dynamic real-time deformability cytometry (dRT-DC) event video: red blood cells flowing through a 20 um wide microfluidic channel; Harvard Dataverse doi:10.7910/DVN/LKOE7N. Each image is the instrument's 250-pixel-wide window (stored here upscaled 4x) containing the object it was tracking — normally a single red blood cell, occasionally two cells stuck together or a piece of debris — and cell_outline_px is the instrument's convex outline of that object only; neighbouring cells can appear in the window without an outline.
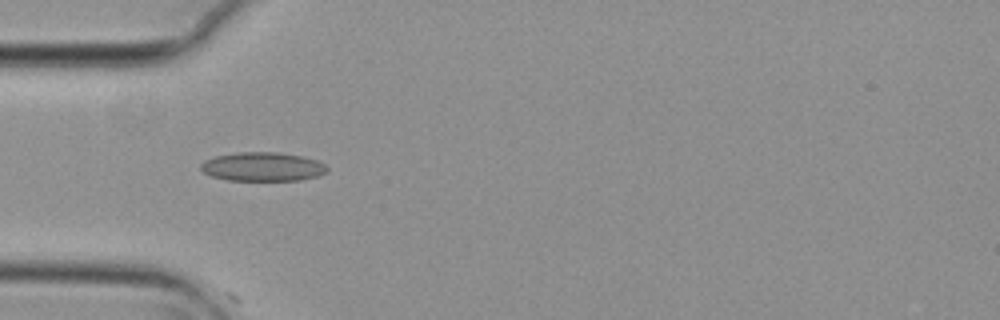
{"species": "common noctule bat (a hibernating species)", "species_latin": "Nyctalus noctula", "temperature_condition": "cold", "stored_images_in_passage": 7, "camera_frame_rate_fps": 3000, "um_per_image_px": 0.085, "animal": {"sex": "female", "body_mass_g": 29.2, "forearm_length_mm": 56.3}, "frame": {"image": 1, "passage_image": 3, "time_ms": 0.667, "image_size_px": [1000, 320], "cell_outline_px": [[328, 172], [316, 176], [300, 180], [228, 180], [212, 176], [204, 172], [200, 168], [200, 164], [204, 160], [216, 156], [236, 152], [280, 152], [300, 156], [316, 160], [324, 164], [328, 168]], "centroid_in_image_um": [22.31, 14.16], "position_along_channel_um": 62.7, "area_um2": 21.21}}
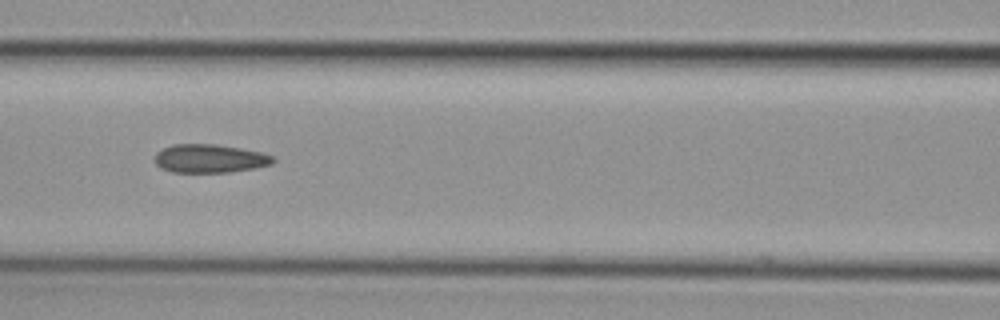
{"frame": {"image": 2, "passage_image": 5, "time_ms": 1.333, "image_size_px": [1000, 320], "cell_outline_px": [[276, 160], [272, 164], [252, 168], [228, 172], [172, 172], [160, 168], [156, 164], [156, 152], [172, 144], [216, 144], [240, 148], [260, 152], [272, 156]], "centroid_in_image_um": [17.81, 13.47], "position_along_channel_um": 148.8, "area_um2": 19.48}}
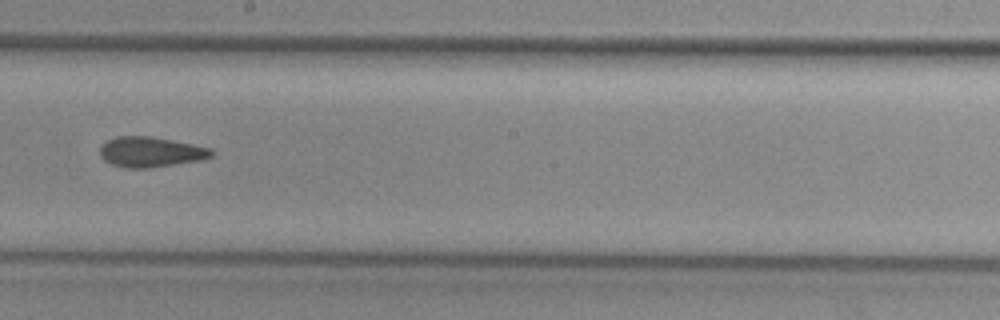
{"frame": {"image": 3, "passage_image": 7, "time_ms": 2.0, "image_size_px": [1000, 320], "cell_outline_px": [[212, 156], [200, 160], [148, 168], [124, 168], [112, 164], [104, 160], [100, 156], [100, 148], [108, 140], [116, 136], [152, 136], [212, 148]], "centroid_in_image_um": [12.79, 12.91], "position_along_channel_um": 235.4, "area_um2": 19.54}}